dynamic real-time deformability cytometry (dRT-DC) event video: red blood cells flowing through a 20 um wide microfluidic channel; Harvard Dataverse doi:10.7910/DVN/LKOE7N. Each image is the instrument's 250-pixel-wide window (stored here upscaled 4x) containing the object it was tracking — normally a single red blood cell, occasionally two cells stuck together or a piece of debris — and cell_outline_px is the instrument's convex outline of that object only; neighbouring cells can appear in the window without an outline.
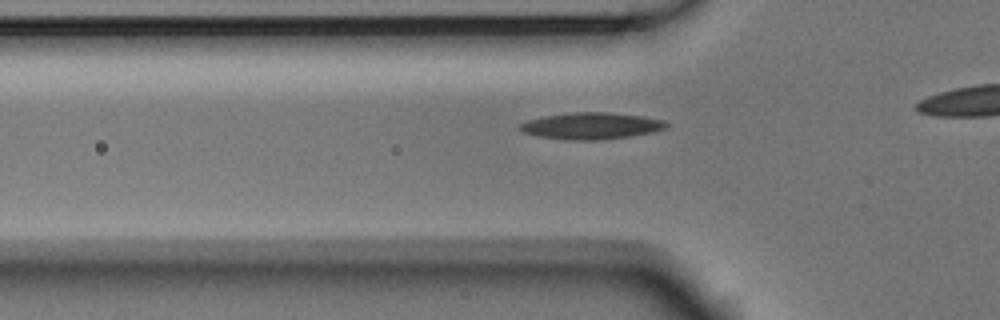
{"species": "Egyptian fruit bat (a non-hibernating species)", "species_latin": "Rousettus aegyptiacus", "temperature_condition": "room temperature", "stored_images_in_passage": 32, "camera_frame_rate_fps": 3000, "um_per_image_px": 0.085, "animal": {"sex": "male"}, "frame": {"image": 1, "passage_image": 6, "time_ms": 1.667, "image_size_px": [1000, 320], "cell_outline_px": [[668, 124], [664, 128], [652, 132], [628, 136], [600, 140], [564, 140], [536, 136], [524, 132], [520, 128], [520, 124], [528, 120], [544, 116], [568, 112], [608, 112], [644, 116], [664, 120]], "centroid_in_image_um": [50.24, 10.69], "position_along_channel_um": 75.6, "area_um2": 22.72}}
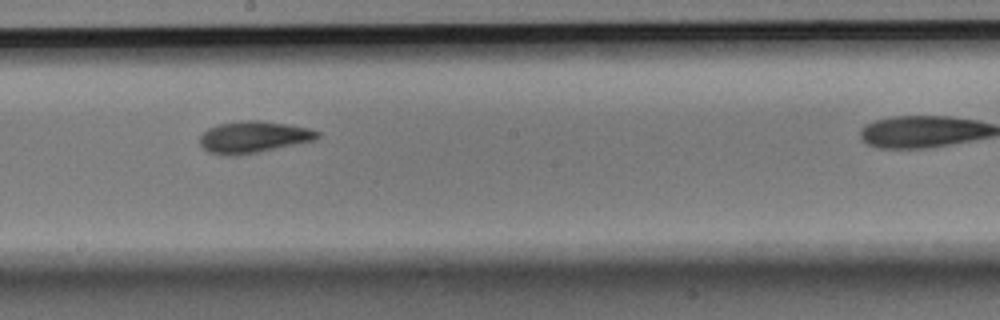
{"frame": {"image": 2, "passage_image": 18, "time_ms": 5.667, "image_size_px": [1000, 320], "cell_outline_px": [[320, 136], [316, 140], [236, 156], [228, 156], [208, 152], [200, 144], [200, 136], [208, 128], [220, 124], [240, 120], [260, 120], [288, 124], [308, 128], [320, 132]], "centroid_in_image_um": [21.54, 11.64], "position_along_channel_um": 226.7, "area_um2": 21.68}}
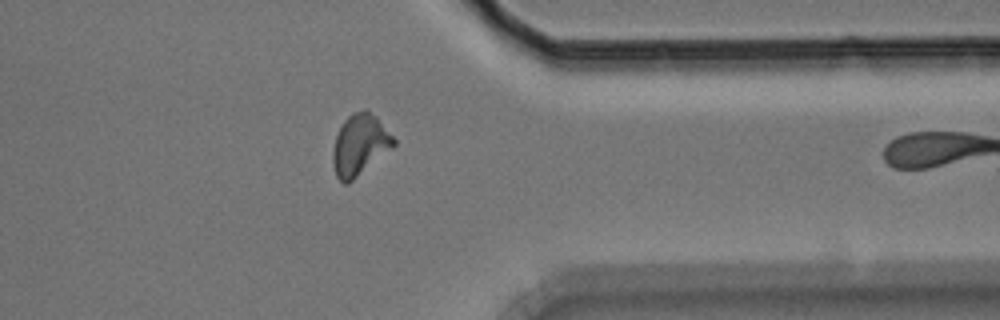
{"frame": {"image": 3, "passage_image": 31, "time_ms": 10.0, "image_size_px": [1000, 320], "cell_outline_px": [[396, 144], [392, 148], [348, 184], [344, 184], [336, 176], [332, 164], [332, 152], [336, 136], [344, 120], [352, 112], [364, 108], [376, 116], [396, 140]], "centroid_in_image_um": [30.57, 12.31], "position_along_channel_um": 380.8, "area_um2": 21.62}}